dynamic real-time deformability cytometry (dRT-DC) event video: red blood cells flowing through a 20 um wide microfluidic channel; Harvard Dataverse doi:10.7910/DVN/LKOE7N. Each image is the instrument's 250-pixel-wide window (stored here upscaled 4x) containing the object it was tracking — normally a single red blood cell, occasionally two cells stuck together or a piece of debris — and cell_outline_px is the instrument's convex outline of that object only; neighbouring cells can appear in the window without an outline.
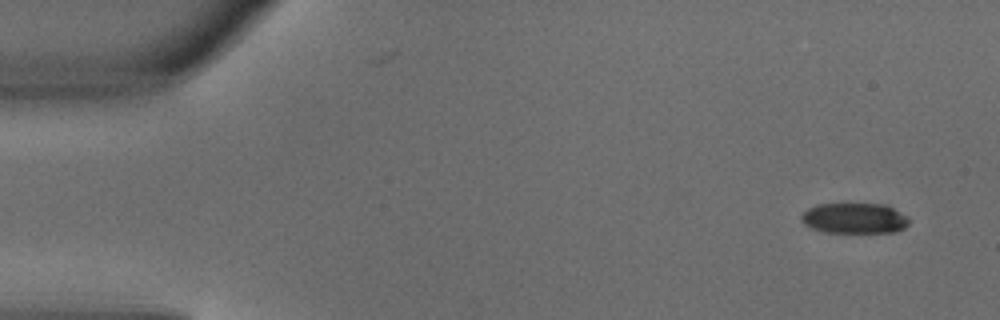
{"species": "common noctule bat (a hibernating species)", "species_latin": "Nyctalus noctula", "temperature_condition": "warm", "stored_images_in_passage": 4, "segment_of_instrument_passage": [2, 2], "camera_frame_rate_fps": 3000, "um_per_image_px": 0.085, "animal": {"sex": "male", "body_mass_g": 18.8}, "frame": {"image": 1, "passage_image": 4, "time_ms": 1.0, "image_size_px": [1000, 320], "cell_outline_px": [[908, 224], [904, 228], [896, 232], [824, 232], [812, 228], [804, 224], [800, 220], [800, 216], [808, 208], [816, 204], [884, 204], [908, 216]], "centroid_in_image_um": [72.61, 18.55], "position_along_channel_um": 12.4, "area_um2": 19.13}}